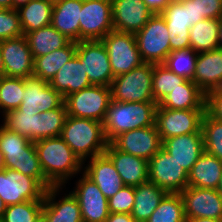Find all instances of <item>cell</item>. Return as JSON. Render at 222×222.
<instances>
[{
  "instance_id": "obj_24",
  "label": "cell",
  "mask_w": 222,
  "mask_h": 222,
  "mask_svg": "<svg viewBox=\"0 0 222 222\" xmlns=\"http://www.w3.org/2000/svg\"><path fill=\"white\" fill-rule=\"evenodd\" d=\"M1 153L4 158V168L19 171L34 178L45 190L53 187L42 171L34 142L22 151Z\"/></svg>"
},
{
  "instance_id": "obj_26",
  "label": "cell",
  "mask_w": 222,
  "mask_h": 222,
  "mask_svg": "<svg viewBox=\"0 0 222 222\" xmlns=\"http://www.w3.org/2000/svg\"><path fill=\"white\" fill-rule=\"evenodd\" d=\"M49 84L65 99L68 95L91 86L80 59L74 55L57 72Z\"/></svg>"
},
{
  "instance_id": "obj_25",
  "label": "cell",
  "mask_w": 222,
  "mask_h": 222,
  "mask_svg": "<svg viewBox=\"0 0 222 222\" xmlns=\"http://www.w3.org/2000/svg\"><path fill=\"white\" fill-rule=\"evenodd\" d=\"M222 79V49L217 48L197 55L192 81L206 94Z\"/></svg>"
},
{
  "instance_id": "obj_17",
  "label": "cell",
  "mask_w": 222,
  "mask_h": 222,
  "mask_svg": "<svg viewBox=\"0 0 222 222\" xmlns=\"http://www.w3.org/2000/svg\"><path fill=\"white\" fill-rule=\"evenodd\" d=\"M64 102L63 97L40 77L31 75L25 78L23 101L18 107L22 112L39 114L58 108Z\"/></svg>"
},
{
  "instance_id": "obj_10",
  "label": "cell",
  "mask_w": 222,
  "mask_h": 222,
  "mask_svg": "<svg viewBox=\"0 0 222 222\" xmlns=\"http://www.w3.org/2000/svg\"><path fill=\"white\" fill-rule=\"evenodd\" d=\"M148 181L166 193H180L188 186V173L173 156L161 148L148 161Z\"/></svg>"
},
{
  "instance_id": "obj_32",
  "label": "cell",
  "mask_w": 222,
  "mask_h": 222,
  "mask_svg": "<svg viewBox=\"0 0 222 222\" xmlns=\"http://www.w3.org/2000/svg\"><path fill=\"white\" fill-rule=\"evenodd\" d=\"M76 53V42L54 50L46 55L34 58V76L50 82L57 72L69 62Z\"/></svg>"
},
{
  "instance_id": "obj_61",
  "label": "cell",
  "mask_w": 222,
  "mask_h": 222,
  "mask_svg": "<svg viewBox=\"0 0 222 222\" xmlns=\"http://www.w3.org/2000/svg\"><path fill=\"white\" fill-rule=\"evenodd\" d=\"M170 2H182L184 0H169Z\"/></svg>"
},
{
  "instance_id": "obj_16",
  "label": "cell",
  "mask_w": 222,
  "mask_h": 222,
  "mask_svg": "<svg viewBox=\"0 0 222 222\" xmlns=\"http://www.w3.org/2000/svg\"><path fill=\"white\" fill-rule=\"evenodd\" d=\"M4 76L27 78L34 73V59L25 36L0 41Z\"/></svg>"
},
{
  "instance_id": "obj_53",
  "label": "cell",
  "mask_w": 222,
  "mask_h": 222,
  "mask_svg": "<svg viewBox=\"0 0 222 222\" xmlns=\"http://www.w3.org/2000/svg\"><path fill=\"white\" fill-rule=\"evenodd\" d=\"M0 8L12 9V0H0Z\"/></svg>"
},
{
  "instance_id": "obj_5",
  "label": "cell",
  "mask_w": 222,
  "mask_h": 222,
  "mask_svg": "<svg viewBox=\"0 0 222 222\" xmlns=\"http://www.w3.org/2000/svg\"><path fill=\"white\" fill-rule=\"evenodd\" d=\"M137 48L145 63L161 64L171 53L168 27L161 14H154L135 34Z\"/></svg>"
},
{
  "instance_id": "obj_54",
  "label": "cell",
  "mask_w": 222,
  "mask_h": 222,
  "mask_svg": "<svg viewBox=\"0 0 222 222\" xmlns=\"http://www.w3.org/2000/svg\"><path fill=\"white\" fill-rule=\"evenodd\" d=\"M219 48L222 49V16L219 18Z\"/></svg>"
},
{
  "instance_id": "obj_19",
  "label": "cell",
  "mask_w": 222,
  "mask_h": 222,
  "mask_svg": "<svg viewBox=\"0 0 222 222\" xmlns=\"http://www.w3.org/2000/svg\"><path fill=\"white\" fill-rule=\"evenodd\" d=\"M62 186H53L45 190L42 213L48 222H83L77 198L69 192L56 201Z\"/></svg>"
},
{
  "instance_id": "obj_2",
  "label": "cell",
  "mask_w": 222,
  "mask_h": 222,
  "mask_svg": "<svg viewBox=\"0 0 222 222\" xmlns=\"http://www.w3.org/2000/svg\"><path fill=\"white\" fill-rule=\"evenodd\" d=\"M84 164L105 153L108 141L100 121L67 115L60 136Z\"/></svg>"
},
{
  "instance_id": "obj_58",
  "label": "cell",
  "mask_w": 222,
  "mask_h": 222,
  "mask_svg": "<svg viewBox=\"0 0 222 222\" xmlns=\"http://www.w3.org/2000/svg\"><path fill=\"white\" fill-rule=\"evenodd\" d=\"M217 191L222 195V175L219 180V184L217 186Z\"/></svg>"
},
{
  "instance_id": "obj_6",
  "label": "cell",
  "mask_w": 222,
  "mask_h": 222,
  "mask_svg": "<svg viewBox=\"0 0 222 222\" xmlns=\"http://www.w3.org/2000/svg\"><path fill=\"white\" fill-rule=\"evenodd\" d=\"M112 100L111 87L91 85L64 99L67 115L104 122Z\"/></svg>"
},
{
  "instance_id": "obj_50",
  "label": "cell",
  "mask_w": 222,
  "mask_h": 222,
  "mask_svg": "<svg viewBox=\"0 0 222 222\" xmlns=\"http://www.w3.org/2000/svg\"><path fill=\"white\" fill-rule=\"evenodd\" d=\"M186 222H222V219L214 218H186Z\"/></svg>"
},
{
  "instance_id": "obj_18",
  "label": "cell",
  "mask_w": 222,
  "mask_h": 222,
  "mask_svg": "<svg viewBox=\"0 0 222 222\" xmlns=\"http://www.w3.org/2000/svg\"><path fill=\"white\" fill-rule=\"evenodd\" d=\"M114 31L136 34L154 13L142 0H111Z\"/></svg>"
},
{
  "instance_id": "obj_45",
  "label": "cell",
  "mask_w": 222,
  "mask_h": 222,
  "mask_svg": "<svg viewBox=\"0 0 222 222\" xmlns=\"http://www.w3.org/2000/svg\"><path fill=\"white\" fill-rule=\"evenodd\" d=\"M135 187L124 185L114 196L108 199L110 213L131 214L135 202Z\"/></svg>"
},
{
  "instance_id": "obj_11",
  "label": "cell",
  "mask_w": 222,
  "mask_h": 222,
  "mask_svg": "<svg viewBox=\"0 0 222 222\" xmlns=\"http://www.w3.org/2000/svg\"><path fill=\"white\" fill-rule=\"evenodd\" d=\"M204 113L205 110H174L157 105L155 125L161 141L198 132L201 129Z\"/></svg>"
},
{
  "instance_id": "obj_3",
  "label": "cell",
  "mask_w": 222,
  "mask_h": 222,
  "mask_svg": "<svg viewBox=\"0 0 222 222\" xmlns=\"http://www.w3.org/2000/svg\"><path fill=\"white\" fill-rule=\"evenodd\" d=\"M156 102L110 101L103 122L108 143L116 136L138 128L155 125Z\"/></svg>"
},
{
  "instance_id": "obj_35",
  "label": "cell",
  "mask_w": 222,
  "mask_h": 222,
  "mask_svg": "<svg viewBox=\"0 0 222 222\" xmlns=\"http://www.w3.org/2000/svg\"><path fill=\"white\" fill-rule=\"evenodd\" d=\"M39 120L40 116L35 112H22L19 109H15L3 116L2 123L10 130L35 142L38 140Z\"/></svg>"
},
{
  "instance_id": "obj_60",
  "label": "cell",
  "mask_w": 222,
  "mask_h": 222,
  "mask_svg": "<svg viewBox=\"0 0 222 222\" xmlns=\"http://www.w3.org/2000/svg\"><path fill=\"white\" fill-rule=\"evenodd\" d=\"M51 4H56V3H58V2H61V1H63V0H48Z\"/></svg>"
},
{
  "instance_id": "obj_7",
  "label": "cell",
  "mask_w": 222,
  "mask_h": 222,
  "mask_svg": "<svg viewBox=\"0 0 222 222\" xmlns=\"http://www.w3.org/2000/svg\"><path fill=\"white\" fill-rule=\"evenodd\" d=\"M101 41L107 49L114 77L130 72L144 63L137 48L135 34L113 30Z\"/></svg>"
},
{
  "instance_id": "obj_48",
  "label": "cell",
  "mask_w": 222,
  "mask_h": 222,
  "mask_svg": "<svg viewBox=\"0 0 222 222\" xmlns=\"http://www.w3.org/2000/svg\"><path fill=\"white\" fill-rule=\"evenodd\" d=\"M154 14H161L169 5V0H142Z\"/></svg>"
},
{
  "instance_id": "obj_4",
  "label": "cell",
  "mask_w": 222,
  "mask_h": 222,
  "mask_svg": "<svg viewBox=\"0 0 222 222\" xmlns=\"http://www.w3.org/2000/svg\"><path fill=\"white\" fill-rule=\"evenodd\" d=\"M153 63H143L130 72L115 76L111 96L117 102H155L152 93Z\"/></svg>"
},
{
  "instance_id": "obj_40",
  "label": "cell",
  "mask_w": 222,
  "mask_h": 222,
  "mask_svg": "<svg viewBox=\"0 0 222 222\" xmlns=\"http://www.w3.org/2000/svg\"><path fill=\"white\" fill-rule=\"evenodd\" d=\"M38 124V140L59 137L67 117L66 105L63 102L58 108L40 112Z\"/></svg>"
},
{
  "instance_id": "obj_29",
  "label": "cell",
  "mask_w": 222,
  "mask_h": 222,
  "mask_svg": "<svg viewBox=\"0 0 222 222\" xmlns=\"http://www.w3.org/2000/svg\"><path fill=\"white\" fill-rule=\"evenodd\" d=\"M222 175V161L204 151L188 173V186L217 189Z\"/></svg>"
},
{
  "instance_id": "obj_8",
  "label": "cell",
  "mask_w": 222,
  "mask_h": 222,
  "mask_svg": "<svg viewBox=\"0 0 222 222\" xmlns=\"http://www.w3.org/2000/svg\"><path fill=\"white\" fill-rule=\"evenodd\" d=\"M79 42L102 40L113 31L111 0H82Z\"/></svg>"
},
{
  "instance_id": "obj_9",
  "label": "cell",
  "mask_w": 222,
  "mask_h": 222,
  "mask_svg": "<svg viewBox=\"0 0 222 222\" xmlns=\"http://www.w3.org/2000/svg\"><path fill=\"white\" fill-rule=\"evenodd\" d=\"M80 59L91 85L110 87L114 79L107 49L101 40L76 42Z\"/></svg>"
},
{
  "instance_id": "obj_12",
  "label": "cell",
  "mask_w": 222,
  "mask_h": 222,
  "mask_svg": "<svg viewBox=\"0 0 222 222\" xmlns=\"http://www.w3.org/2000/svg\"><path fill=\"white\" fill-rule=\"evenodd\" d=\"M44 193L45 189L34 178L8 168L0 170V197L6 206L44 200Z\"/></svg>"
},
{
  "instance_id": "obj_13",
  "label": "cell",
  "mask_w": 222,
  "mask_h": 222,
  "mask_svg": "<svg viewBox=\"0 0 222 222\" xmlns=\"http://www.w3.org/2000/svg\"><path fill=\"white\" fill-rule=\"evenodd\" d=\"M110 143L122 152L144 158L147 161L162 148L156 125L124 132L116 136Z\"/></svg>"
},
{
  "instance_id": "obj_31",
  "label": "cell",
  "mask_w": 222,
  "mask_h": 222,
  "mask_svg": "<svg viewBox=\"0 0 222 222\" xmlns=\"http://www.w3.org/2000/svg\"><path fill=\"white\" fill-rule=\"evenodd\" d=\"M167 193L151 181L135 186V202L131 211L137 222H146Z\"/></svg>"
},
{
  "instance_id": "obj_34",
  "label": "cell",
  "mask_w": 222,
  "mask_h": 222,
  "mask_svg": "<svg viewBox=\"0 0 222 222\" xmlns=\"http://www.w3.org/2000/svg\"><path fill=\"white\" fill-rule=\"evenodd\" d=\"M190 48L196 53L219 48V19H204L192 25Z\"/></svg>"
},
{
  "instance_id": "obj_15",
  "label": "cell",
  "mask_w": 222,
  "mask_h": 222,
  "mask_svg": "<svg viewBox=\"0 0 222 222\" xmlns=\"http://www.w3.org/2000/svg\"><path fill=\"white\" fill-rule=\"evenodd\" d=\"M179 194L186 218L222 219V195L217 189L187 186Z\"/></svg>"
},
{
  "instance_id": "obj_43",
  "label": "cell",
  "mask_w": 222,
  "mask_h": 222,
  "mask_svg": "<svg viewBox=\"0 0 222 222\" xmlns=\"http://www.w3.org/2000/svg\"><path fill=\"white\" fill-rule=\"evenodd\" d=\"M43 205L44 200H32L6 206L0 222H34Z\"/></svg>"
},
{
  "instance_id": "obj_38",
  "label": "cell",
  "mask_w": 222,
  "mask_h": 222,
  "mask_svg": "<svg viewBox=\"0 0 222 222\" xmlns=\"http://www.w3.org/2000/svg\"><path fill=\"white\" fill-rule=\"evenodd\" d=\"M146 222H186L179 193H167Z\"/></svg>"
},
{
  "instance_id": "obj_33",
  "label": "cell",
  "mask_w": 222,
  "mask_h": 222,
  "mask_svg": "<svg viewBox=\"0 0 222 222\" xmlns=\"http://www.w3.org/2000/svg\"><path fill=\"white\" fill-rule=\"evenodd\" d=\"M53 4L48 0H31L17 9L23 34L51 25Z\"/></svg>"
},
{
  "instance_id": "obj_44",
  "label": "cell",
  "mask_w": 222,
  "mask_h": 222,
  "mask_svg": "<svg viewBox=\"0 0 222 222\" xmlns=\"http://www.w3.org/2000/svg\"><path fill=\"white\" fill-rule=\"evenodd\" d=\"M23 35L17 9L0 8V41Z\"/></svg>"
},
{
  "instance_id": "obj_56",
  "label": "cell",
  "mask_w": 222,
  "mask_h": 222,
  "mask_svg": "<svg viewBox=\"0 0 222 222\" xmlns=\"http://www.w3.org/2000/svg\"><path fill=\"white\" fill-rule=\"evenodd\" d=\"M2 76H4V64H3V58H2L1 48H0V78Z\"/></svg>"
},
{
  "instance_id": "obj_1",
  "label": "cell",
  "mask_w": 222,
  "mask_h": 222,
  "mask_svg": "<svg viewBox=\"0 0 222 222\" xmlns=\"http://www.w3.org/2000/svg\"><path fill=\"white\" fill-rule=\"evenodd\" d=\"M34 145L42 171L53 186L63 187L83 170L85 164L60 136L37 140Z\"/></svg>"
},
{
  "instance_id": "obj_42",
  "label": "cell",
  "mask_w": 222,
  "mask_h": 222,
  "mask_svg": "<svg viewBox=\"0 0 222 222\" xmlns=\"http://www.w3.org/2000/svg\"><path fill=\"white\" fill-rule=\"evenodd\" d=\"M182 3L188 8L191 26L204 19H219L222 16V0H184Z\"/></svg>"
},
{
  "instance_id": "obj_52",
  "label": "cell",
  "mask_w": 222,
  "mask_h": 222,
  "mask_svg": "<svg viewBox=\"0 0 222 222\" xmlns=\"http://www.w3.org/2000/svg\"><path fill=\"white\" fill-rule=\"evenodd\" d=\"M31 0H12V9H18L19 7L26 5Z\"/></svg>"
},
{
  "instance_id": "obj_39",
  "label": "cell",
  "mask_w": 222,
  "mask_h": 222,
  "mask_svg": "<svg viewBox=\"0 0 222 222\" xmlns=\"http://www.w3.org/2000/svg\"><path fill=\"white\" fill-rule=\"evenodd\" d=\"M197 55L198 53L191 48L176 50L167 56L163 64L178 76L192 80L195 73Z\"/></svg>"
},
{
  "instance_id": "obj_28",
  "label": "cell",
  "mask_w": 222,
  "mask_h": 222,
  "mask_svg": "<svg viewBox=\"0 0 222 222\" xmlns=\"http://www.w3.org/2000/svg\"><path fill=\"white\" fill-rule=\"evenodd\" d=\"M157 105L174 110H205V93L192 80H186Z\"/></svg>"
},
{
  "instance_id": "obj_23",
  "label": "cell",
  "mask_w": 222,
  "mask_h": 222,
  "mask_svg": "<svg viewBox=\"0 0 222 222\" xmlns=\"http://www.w3.org/2000/svg\"><path fill=\"white\" fill-rule=\"evenodd\" d=\"M170 37L171 52L190 48V27L188 8L182 2H170L161 13Z\"/></svg>"
},
{
  "instance_id": "obj_20",
  "label": "cell",
  "mask_w": 222,
  "mask_h": 222,
  "mask_svg": "<svg viewBox=\"0 0 222 222\" xmlns=\"http://www.w3.org/2000/svg\"><path fill=\"white\" fill-rule=\"evenodd\" d=\"M162 148L189 173L204 150L202 130L198 132L174 136L162 142Z\"/></svg>"
},
{
  "instance_id": "obj_51",
  "label": "cell",
  "mask_w": 222,
  "mask_h": 222,
  "mask_svg": "<svg viewBox=\"0 0 222 222\" xmlns=\"http://www.w3.org/2000/svg\"><path fill=\"white\" fill-rule=\"evenodd\" d=\"M205 95H222V79L219 80L212 91L207 92Z\"/></svg>"
},
{
  "instance_id": "obj_49",
  "label": "cell",
  "mask_w": 222,
  "mask_h": 222,
  "mask_svg": "<svg viewBox=\"0 0 222 222\" xmlns=\"http://www.w3.org/2000/svg\"><path fill=\"white\" fill-rule=\"evenodd\" d=\"M105 222H137L131 214L110 213Z\"/></svg>"
},
{
  "instance_id": "obj_57",
  "label": "cell",
  "mask_w": 222,
  "mask_h": 222,
  "mask_svg": "<svg viewBox=\"0 0 222 222\" xmlns=\"http://www.w3.org/2000/svg\"><path fill=\"white\" fill-rule=\"evenodd\" d=\"M34 222H48L46 216L41 212Z\"/></svg>"
},
{
  "instance_id": "obj_22",
  "label": "cell",
  "mask_w": 222,
  "mask_h": 222,
  "mask_svg": "<svg viewBox=\"0 0 222 222\" xmlns=\"http://www.w3.org/2000/svg\"><path fill=\"white\" fill-rule=\"evenodd\" d=\"M105 154L112 160L124 185L139 186L148 181V161L107 144Z\"/></svg>"
},
{
  "instance_id": "obj_30",
  "label": "cell",
  "mask_w": 222,
  "mask_h": 222,
  "mask_svg": "<svg viewBox=\"0 0 222 222\" xmlns=\"http://www.w3.org/2000/svg\"><path fill=\"white\" fill-rule=\"evenodd\" d=\"M24 36L31 50L33 59L63 48L71 42V40L61 34L52 25L25 33Z\"/></svg>"
},
{
  "instance_id": "obj_47",
  "label": "cell",
  "mask_w": 222,
  "mask_h": 222,
  "mask_svg": "<svg viewBox=\"0 0 222 222\" xmlns=\"http://www.w3.org/2000/svg\"><path fill=\"white\" fill-rule=\"evenodd\" d=\"M205 112L222 122V95H205Z\"/></svg>"
},
{
  "instance_id": "obj_41",
  "label": "cell",
  "mask_w": 222,
  "mask_h": 222,
  "mask_svg": "<svg viewBox=\"0 0 222 222\" xmlns=\"http://www.w3.org/2000/svg\"><path fill=\"white\" fill-rule=\"evenodd\" d=\"M204 150L222 161V122L206 112L201 124Z\"/></svg>"
},
{
  "instance_id": "obj_46",
  "label": "cell",
  "mask_w": 222,
  "mask_h": 222,
  "mask_svg": "<svg viewBox=\"0 0 222 222\" xmlns=\"http://www.w3.org/2000/svg\"><path fill=\"white\" fill-rule=\"evenodd\" d=\"M32 141L27 137L20 135L4 124L0 125V150L1 152L22 151L27 148Z\"/></svg>"
},
{
  "instance_id": "obj_27",
  "label": "cell",
  "mask_w": 222,
  "mask_h": 222,
  "mask_svg": "<svg viewBox=\"0 0 222 222\" xmlns=\"http://www.w3.org/2000/svg\"><path fill=\"white\" fill-rule=\"evenodd\" d=\"M82 0H63L53 5L51 25L69 40L79 42Z\"/></svg>"
},
{
  "instance_id": "obj_36",
  "label": "cell",
  "mask_w": 222,
  "mask_h": 222,
  "mask_svg": "<svg viewBox=\"0 0 222 222\" xmlns=\"http://www.w3.org/2000/svg\"><path fill=\"white\" fill-rule=\"evenodd\" d=\"M24 88L25 78H0V112L3 116L11 110L18 109L23 101Z\"/></svg>"
},
{
  "instance_id": "obj_59",
  "label": "cell",
  "mask_w": 222,
  "mask_h": 222,
  "mask_svg": "<svg viewBox=\"0 0 222 222\" xmlns=\"http://www.w3.org/2000/svg\"><path fill=\"white\" fill-rule=\"evenodd\" d=\"M3 168H4V158L0 150V170H2Z\"/></svg>"
},
{
  "instance_id": "obj_14",
  "label": "cell",
  "mask_w": 222,
  "mask_h": 222,
  "mask_svg": "<svg viewBox=\"0 0 222 222\" xmlns=\"http://www.w3.org/2000/svg\"><path fill=\"white\" fill-rule=\"evenodd\" d=\"M71 193L77 198L82 214L83 222H105L108 218V199L84 173L76 182L75 189Z\"/></svg>"
},
{
  "instance_id": "obj_55",
  "label": "cell",
  "mask_w": 222,
  "mask_h": 222,
  "mask_svg": "<svg viewBox=\"0 0 222 222\" xmlns=\"http://www.w3.org/2000/svg\"><path fill=\"white\" fill-rule=\"evenodd\" d=\"M5 210H6V204L4 203L2 198L0 197V220L3 217V214H4Z\"/></svg>"
},
{
  "instance_id": "obj_21",
  "label": "cell",
  "mask_w": 222,
  "mask_h": 222,
  "mask_svg": "<svg viewBox=\"0 0 222 222\" xmlns=\"http://www.w3.org/2000/svg\"><path fill=\"white\" fill-rule=\"evenodd\" d=\"M88 162L86 167L83 166L82 173L97 184L107 199L114 196L124 186L114 163L105 153L88 159Z\"/></svg>"
},
{
  "instance_id": "obj_37",
  "label": "cell",
  "mask_w": 222,
  "mask_h": 222,
  "mask_svg": "<svg viewBox=\"0 0 222 222\" xmlns=\"http://www.w3.org/2000/svg\"><path fill=\"white\" fill-rule=\"evenodd\" d=\"M187 79L178 76L169 70L163 63L154 64L152 76V93L154 101L158 104L175 88L180 87Z\"/></svg>"
}]
</instances>
